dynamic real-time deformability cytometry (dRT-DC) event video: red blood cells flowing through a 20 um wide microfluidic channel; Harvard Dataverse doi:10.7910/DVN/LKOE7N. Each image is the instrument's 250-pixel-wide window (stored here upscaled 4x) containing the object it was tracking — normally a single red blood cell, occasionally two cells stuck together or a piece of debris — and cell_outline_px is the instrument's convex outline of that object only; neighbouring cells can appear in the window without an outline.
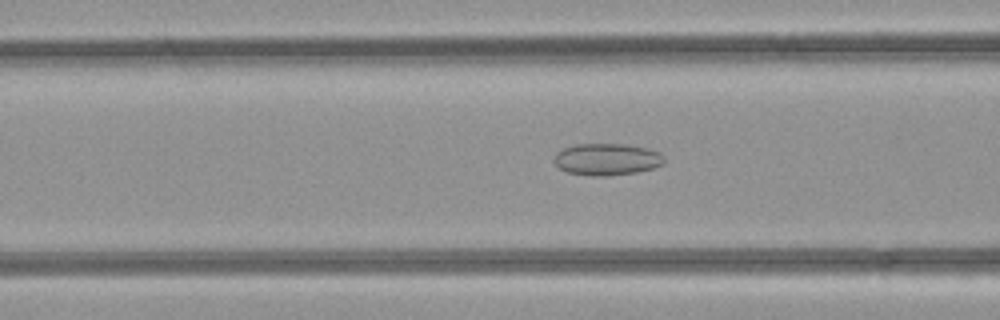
{"species": "common noctule bat (a hibernating species)", "species_latin": "Nyctalus noctula", "temperature_condition": "room temperature", "stored_images_in_passage": 35, "camera_frame_rate_fps": 3000, "um_per_image_px": 0.085, "animal": {"sex": "female", "body_mass_g": 21.9}, "frame": {"image": 1, "passage_image": 5, "time_ms": 1.333, "image_size_px": [1000, 320], "cell_outline_px": [[664, 164], [652, 168], [636, 172], [608, 176], [588, 176], [568, 172], [560, 168], [552, 160], [556, 152], [564, 148], [576, 144], [628, 144], [648, 148], [660, 152], [664, 156]], "centroid_in_image_um": [51.59, 13.54], "position_along_channel_um": 115.0, "area_um2": 20.63}}
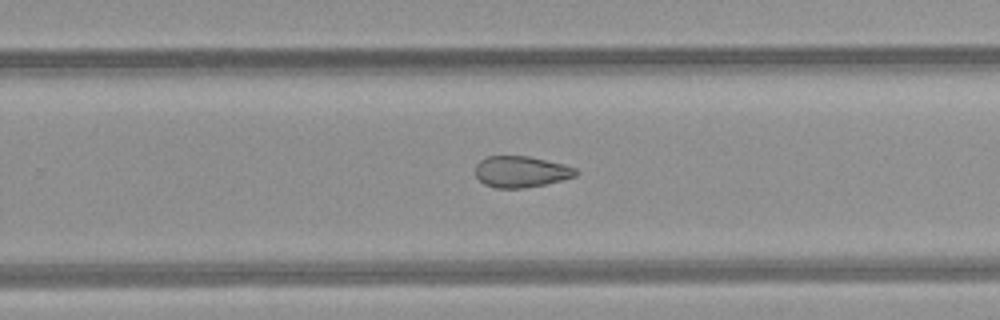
{"frame": {"image": 2, "passage_image": 17, "time_ms": 5.333, "image_size_px": [1000, 320], "cell_outline_px": [[580, 172], [576, 176], [544, 184], [524, 188], [496, 188], [484, 184], [476, 176], [476, 164], [480, 160], [488, 156], [528, 156], [576, 168]], "centroid_in_image_um": [44.27, 14.6], "position_along_channel_um": 285.5, "area_um2": 18.09}}
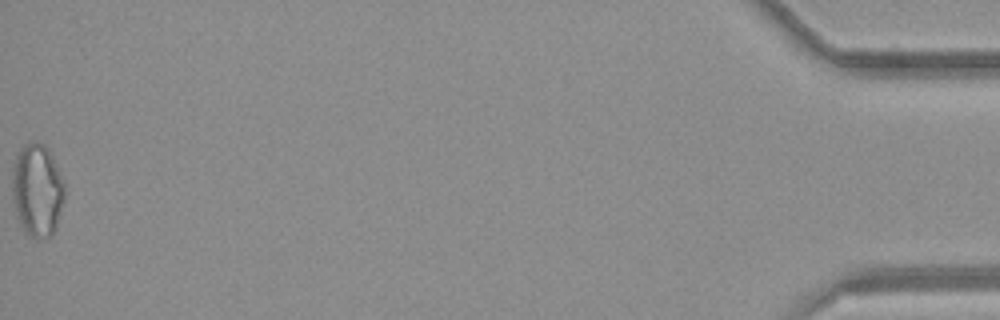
{"frame": {"image": 3, "passage_image": 35, "time_ms": 11.333, "image_size_px": [1000, 320], "cell_outline_px": [[64, 200], [56, 224], [52, 232], [48, 236], [36, 240], [24, 232], [16, 216], [12, 196], [12, 168], [16, 156], [20, 148], [28, 140], [32, 140], [44, 144], [48, 148], [52, 156], [64, 184]], "centroid_in_image_um": [3.12, 16.14], "position_along_channel_um": 432.1, "area_um2": 28.5}, "authors_computed_cell_mechanics": {"area_um2": 19.7098, "velocity_mm_per_s": 4.2676, "shape_relaxation_time_tau1_ms": null, "shape_relaxation_time_tau2_ms": 4.6825, "deformation_change_tau1": null, "deformation_change_tau2": 0.1246}}